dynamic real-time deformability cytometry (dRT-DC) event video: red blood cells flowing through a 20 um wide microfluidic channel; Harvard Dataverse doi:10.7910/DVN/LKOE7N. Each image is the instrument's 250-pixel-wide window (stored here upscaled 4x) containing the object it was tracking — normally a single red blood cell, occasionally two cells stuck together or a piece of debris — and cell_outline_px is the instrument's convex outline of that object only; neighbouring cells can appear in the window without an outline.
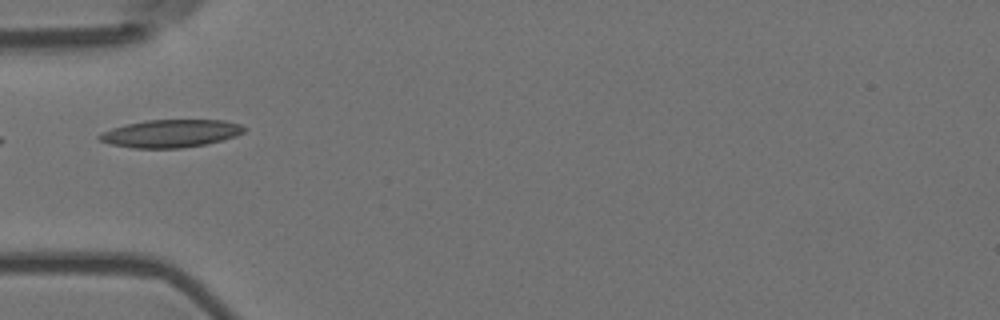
{"species": "Egyptian fruit bat (a non-hibernating species)", "species_latin": "Rousettus aegyptiacus", "temperature_condition": "room temperature", "stored_images_in_passage": 9, "camera_frame_rate_fps": 3000, "um_per_image_px": 0.085, "animal": {"sex": "female"}, "frame": {"image": 1, "passage_image": 6, "time_ms": 1.667, "image_size_px": [1000, 320], "cell_outline_px": [[248, 128], [244, 132], [236, 136], [204, 144], [180, 148], [132, 148], [108, 144], [100, 140], [96, 136], [100, 132], [112, 128], [128, 124], [148, 120], [224, 120], [240, 124]], "centroid_in_image_um": [14.49, 11.34], "position_along_channel_um": 70.5, "area_um2": 23.41}}
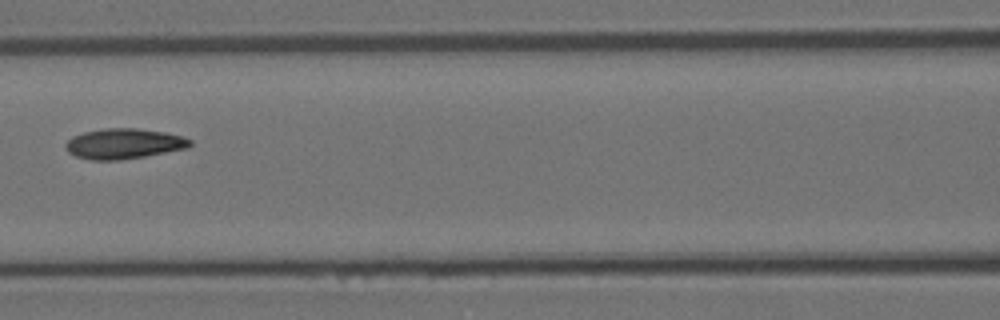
{"frame": {"image": 2, "passage_image": 8, "time_ms": 2.333, "image_size_px": [1000, 320], "cell_outline_px": [[192, 144], [188, 148], [144, 156], [120, 160], [92, 160], [76, 156], [68, 152], [64, 148], [64, 144], [72, 136], [84, 132], [104, 128], [136, 128], [164, 132], [180, 136], [192, 140]], "centroid_in_image_um": [10.5, 12.21], "position_along_channel_um": 156.1, "area_um2": 21.96}}
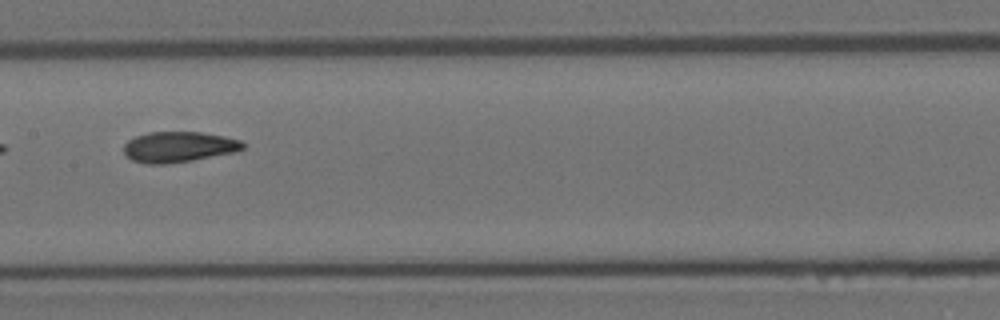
{"frame": {"image": 3, "passage_image": 9, "time_ms": 2.667, "image_size_px": [1000, 320], "cell_outline_px": [[244, 148], [236, 152], [192, 160], [168, 164], [144, 164], [132, 160], [124, 152], [124, 144], [128, 140], [136, 136], [148, 132], [200, 132], [224, 136], [240, 140], [244, 144]], "centroid_in_image_um": [15.18, 12.49], "position_along_channel_um": 192.2, "area_um2": 21.27}}